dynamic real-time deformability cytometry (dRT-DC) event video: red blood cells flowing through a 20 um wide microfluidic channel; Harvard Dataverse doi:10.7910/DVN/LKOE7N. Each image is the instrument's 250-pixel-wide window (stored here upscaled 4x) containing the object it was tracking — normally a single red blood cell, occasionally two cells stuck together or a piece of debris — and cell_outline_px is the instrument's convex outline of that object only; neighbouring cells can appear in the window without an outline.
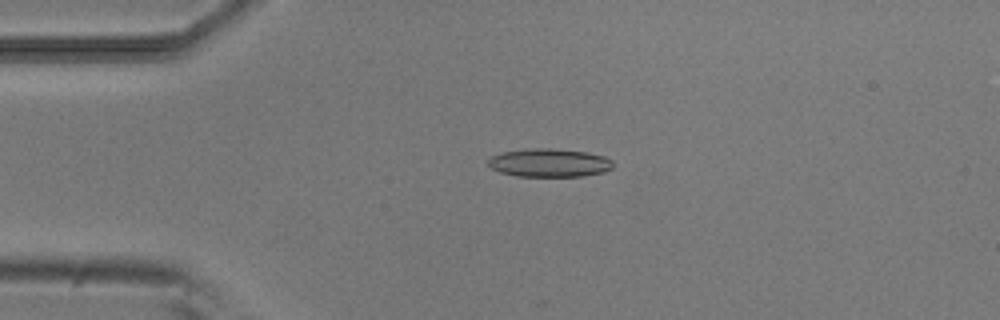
{"species": "common noctule bat (a hibernating species)", "species_latin": "Nyctalus noctula", "temperature_condition": "room temperature", "stored_images_in_passage": 49, "camera_frame_rate_fps": 3000, "um_per_image_px": 0.085, "animal": {"sex": "male", "body_mass_g": 20.5, "forearm_length_mm": 52.5}, "frame": {"image": 1, "passage_image": 9, "time_ms": 2.667, "image_size_px": [1000, 320], "cell_outline_px": [[612, 168], [604, 172], [580, 176], [516, 176], [500, 172], [492, 168], [488, 164], [488, 160], [492, 156], [500, 152], [532, 148], [548, 148], [588, 152], [604, 156], [612, 160]], "centroid_in_image_um": [46.69, 13.83], "position_along_channel_um": 38.3, "area_um2": 20.58}}
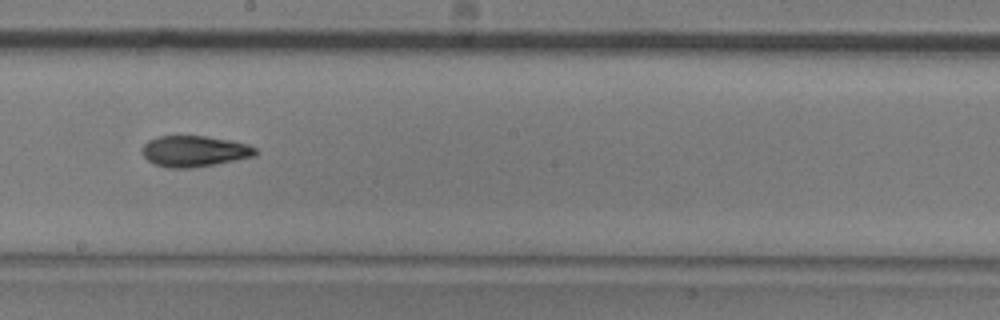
{"frame": {"image": 2, "passage_image": 26, "time_ms": 8.333, "image_size_px": [1000, 320], "cell_outline_px": [[256, 156], [192, 168], [168, 168], [156, 164], [148, 160], [144, 156], [140, 148], [148, 140], [156, 136], [204, 136], [232, 140], [248, 144], [256, 148]], "centroid_in_image_um": [16.51, 12.84], "position_along_channel_um": 231.7, "area_um2": 20.52}}
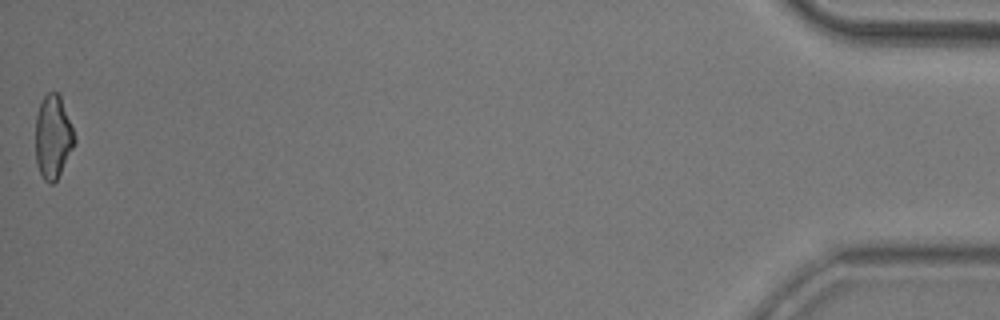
{"frame": {"image": 3, "passage_image": 49, "time_ms": 16.0, "image_size_px": [1000, 320], "cell_outline_px": [[76, 140], [56, 180], [52, 184], [48, 184], [44, 180], [36, 164], [36, 116], [40, 104], [44, 96], [48, 92], [60, 92], [76, 136]], "centroid_in_image_um": [4.51, 11.6], "position_along_channel_um": 430.7, "area_um2": 18.96}, "authors_computed_cell_mechanics": {"area_um2": 20.1722, "velocity_mm_per_s": 3.8922, "shape_relaxation_time_tau1_ms": 4.2622, "shape_relaxation_time_tau2_ms": 3.6887, "deformation_change_tau1": 0.1683, "deformation_change_tau2": 0.1157}}